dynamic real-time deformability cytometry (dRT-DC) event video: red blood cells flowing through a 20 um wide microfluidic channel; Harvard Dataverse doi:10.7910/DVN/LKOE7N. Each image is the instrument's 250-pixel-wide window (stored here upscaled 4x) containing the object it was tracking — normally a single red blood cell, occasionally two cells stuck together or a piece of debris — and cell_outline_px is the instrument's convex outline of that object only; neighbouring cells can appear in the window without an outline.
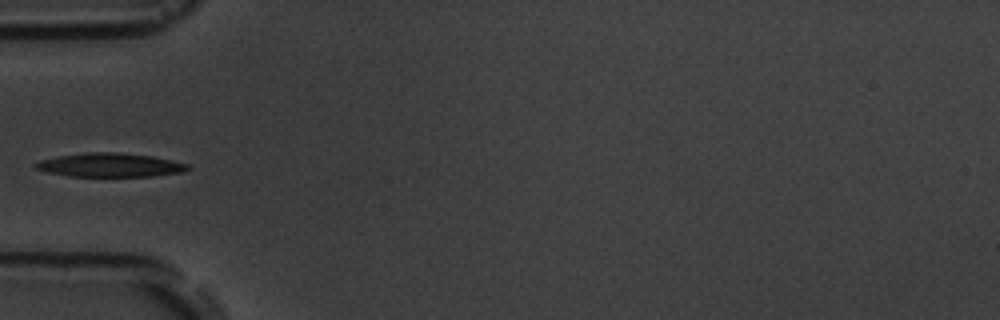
{"species": "common noctule bat (a hibernating species)", "species_latin": "Nyctalus noctula", "temperature_condition": "room temperature", "stored_images_in_passage": 5, "camera_frame_rate_fps": 3000, "um_per_image_px": 0.085, "animal": {"sex": "male", "body_mass_g": 19.5, "forearm_length_mm": 54.6}, "frame": {"image": 1, "passage_image": 5, "time_ms": 5.0, "image_size_px": [1000, 320], "cell_outline_px": [[192, 168], [184, 172], [152, 176], [68, 176], [48, 172], [36, 168], [32, 164], [40, 160], [56, 156], [88, 152], [116, 152], [152, 156], [172, 160], [188, 164]], "centroid_in_image_um": [9.36, 14.02], "position_along_channel_um": 75.6, "area_um2": 21.15}}